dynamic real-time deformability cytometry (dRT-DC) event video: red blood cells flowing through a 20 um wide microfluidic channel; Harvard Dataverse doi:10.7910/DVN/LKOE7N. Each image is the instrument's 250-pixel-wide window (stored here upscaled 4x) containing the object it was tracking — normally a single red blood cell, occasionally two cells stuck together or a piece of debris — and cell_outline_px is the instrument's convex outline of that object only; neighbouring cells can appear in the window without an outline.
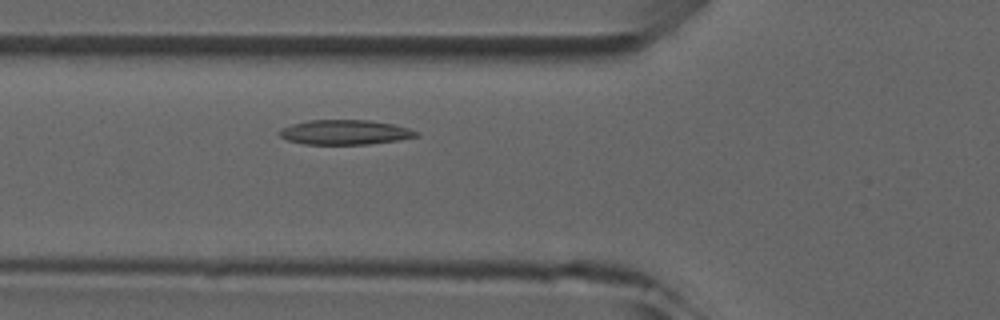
{"species": "common noctule bat (a hibernating species)", "species_latin": "Nyctalus noctula", "temperature_condition": "room temperature", "stored_images_in_passage": 3, "camera_frame_rate_fps": 3000, "um_per_image_px": 0.085, "animal": {"sex": "male", "forearm_length_mm": 52.5}, "frame": {"image": 1, "passage_image": 3, "time_ms": 2.333, "image_size_px": [1000, 320], "cell_outline_px": [[420, 136], [400, 140], [368, 144], [304, 144], [288, 140], [280, 136], [276, 132], [292, 124], [308, 120], [372, 120], [392, 124], [408, 128], [420, 132]], "centroid_in_image_um": [29.36, 11.24], "position_along_channel_um": 96.4, "area_um2": 19.77}}